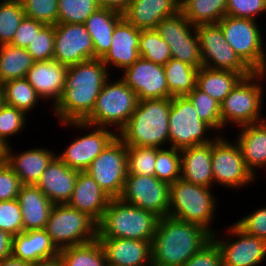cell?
<instances>
[{
    "label": "cell",
    "mask_w": 266,
    "mask_h": 266,
    "mask_svg": "<svg viewBox=\"0 0 266 266\" xmlns=\"http://www.w3.org/2000/svg\"><path fill=\"white\" fill-rule=\"evenodd\" d=\"M101 59L87 60L67 69L61 98L52 108L60 123L83 121L95 106L110 71Z\"/></svg>",
    "instance_id": "1"
},
{
    "label": "cell",
    "mask_w": 266,
    "mask_h": 266,
    "mask_svg": "<svg viewBox=\"0 0 266 266\" xmlns=\"http://www.w3.org/2000/svg\"><path fill=\"white\" fill-rule=\"evenodd\" d=\"M212 239L204 227L165 216L152 241V266H183Z\"/></svg>",
    "instance_id": "2"
},
{
    "label": "cell",
    "mask_w": 266,
    "mask_h": 266,
    "mask_svg": "<svg viewBox=\"0 0 266 266\" xmlns=\"http://www.w3.org/2000/svg\"><path fill=\"white\" fill-rule=\"evenodd\" d=\"M170 107L171 98L139 100L117 137L126 146L169 147Z\"/></svg>",
    "instance_id": "3"
},
{
    "label": "cell",
    "mask_w": 266,
    "mask_h": 266,
    "mask_svg": "<svg viewBox=\"0 0 266 266\" xmlns=\"http://www.w3.org/2000/svg\"><path fill=\"white\" fill-rule=\"evenodd\" d=\"M159 217L150 211L111 198L97 223V238H124L153 241Z\"/></svg>",
    "instance_id": "4"
},
{
    "label": "cell",
    "mask_w": 266,
    "mask_h": 266,
    "mask_svg": "<svg viewBox=\"0 0 266 266\" xmlns=\"http://www.w3.org/2000/svg\"><path fill=\"white\" fill-rule=\"evenodd\" d=\"M266 72H253L243 77L220 104L222 130L234 125L241 127L266 120L262 114ZM264 118H263V117ZM227 125V126H226Z\"/></svg>",
    "instance_id": "5"
},
{
    "label": "cell",
    "mask_w": 266,
    "mask_h": 266,
    "mask_svg": "<svg viewBox=\"0 0 266 266\" xmlns=\"http://www.w3.org/2000/svg\"><path fill=\"white\" fill-rule=\"evenodd\" d=\"M211 189L182 179L170 184L168 216L200 225L215 234L218 231L211 225H214L219 200Z\"/></svg>",
    "instance_id": "6"
},
{
    "label": "cell",
    "mask_w": 266,
    "mask_h": 266,
    "mask_svg": "<svg viewBox=\"0 0 266 266\" xmlns=\"http://www.w3.org/2000/svg\"><path fill=\"white\" fill-rule=\"evenodd\" d=\"M138 101L137 94L120 77L114 81L110 76L96 99L93 111L83 121L109 129L116 127L114 131L118 133L130 119Z\"/></svg>",
    "instance_id": "7"
},
{
    "label": "cell",
    "mask_w": 266,
    "mask_h": 266,
    "mask_svg": "<svg viewBox=\"0 0 266 266\" xmlns=\"http://www.w3.org/2000/svg\"><path fill=\"white\" fill-rule=\"evenodd\" d=\"M257 21L225 15L217 24L226 42L253 72H266L264 37Z\"/></svg>",
    "instance_id": "8"
},
{
    "label": "cell",
    "mask_w": 266,
    "mask_h": 266,
    "mask_svg": "<svg viewBox=\"0 0 266 266\" xmlns=\"http://www.w3.org/2000/svg\"><path fill=\"white\" fill-rule=\"evenodd\" d=\"M44 230L58 250L97 238V223L67 203L53 205Z\"/></svg>",
    "instance_id": "9"
},
{
    "label": "cell",
    "mask_w": 266,
    "mask_h": 266,
    "mask_svg": "<svg viewBox=\"0 0 266 266\" xmlns=\"http://www.w3.org/2000/svg\"><path fill=\"white\" fill-rule=\"evenodd\" d=\"M202 121L186 96L171 98L169 113V147L184 149L213 142L218 134ZM211 134L210 135L208 134ZM215 134V136L213 135Z\"/></svg>",
    "instance_id": "10"
},
{
    "label": "cell",
    "mask_w": 266,
    "mask_h": 266,
    "mask_svg": "<svg viewBox=\"0 0 266 266\" xmlns=\"http://www.w3.org/2000/svg\"><path fill=\"white\" fill-rule=\"evenodd\" d=\"M61 124L63 127L71 126L76 130L80 129L83 133L89 131L85 135L75 138L60 154H56L69 168L78 172L86 171L91 162L117 137V132H113L112 129L93 126L84 121Z\"/></svg>",
    "instance_id": "11"
},
{
    "label": "cell",
    "mask_w": 266,
    "mask_h": 266,
    "mask_svg": "<svg viewBox=\"0 0 266 266\" xmlns=\"http://www.w3.org/2000/svg\"><path fill=\"white\" fill-rule=\"evenodd\" d=\"M218 135L212 142V171L214 185L223 186L229 190L245 188L256 178L248 170L242 152L237 142ZM247 185V186H246Z\"/></svg>",
    "instance_id": "12"
},
{
    "label": "cell",
    "mask_w": 266,
    "mask_h": 266,
    "mask_svg": "<svg viewBox=\"0 0 266 266\" xmlns=\"http://www.w3.org/2000/svg\"><path fill=\"white\" fill-rule=\"evenodd\" d=\"M202 58V67L215 70H229L247 77L253 71L239 58L226 42L221 27L216 24L196 26Z\"/></svg>",
    "instance_id": "13"
},
{
    "label": "cell",
    "mask_w": 266,
    "mask_h": 266,
    "mask_svg": "<svg viewBox=\"0 0 266 266\" xmlns=\"http://www.w3.org/2000/svg\"><path fill=\"white\" fill-rule=\"evenodd\" d=\"M110 198L122 194L128 174L127 146L116 137L85 171Z\"/></svg>",
    "instance_id": "14"
},
{
    "label": "cell",
    "mask_w": 266,
    "mask_h": 266,
    "mask_svg": "<svg viewBox=\"0 0 266 266\" xmlns=\"http://www.w3.org/2000/svg\"><path fill=\"white\" fill-rule=\"evenodd\" d=\"M228 232V233H227ZM225 236L212 235L222 257V266H258L266 258V241L246 234L235 223L229 224Z\"/></svg>",
    "instance_id": "15"
},
{
    "label": "cell",
    "mask_w": 266,
    "mask_h": 266,
    "mask_svg": "<svg viewBox=\"0 0 266 266\" xmlns=\"http://www.w3.org/2000/svg\"><path fill=\"white\" fill-rule=\"evenodd\" d=\"M169 194L170 184L158 180L155 176L127 174L119 198L162 218L169 214Z\"/></svg>",
    "instance_id": "16"
},
{
    "label": "cell",
    "mask_w": 266,
    "mask_h": 266,
    "mask_svg": "<svg viewBox=\"0 0 266 266\" xmlns=\"http://www.w3.org/2000/svg\"><path fill=\"white\" fill-rule=\"evenodd\" d=\"M53 60L70 67L94 59L92 37L84 24L57 23L54 25Z\"/></svg>",
    "instance_id": "17"
},
{
    "label": "cell",
    "mask_w": 266,
    "mask_h": 266,
    "mask_svg": "<svg viewBox=\"0 0 266 266\" xmlns=\"http://www.w3.org/2000/svg\"><path fill=\"white\" fill-rule=\"evenodd\" d=\"M121 73L123 75L120 78L137 94L138 100L172 98L163 65L140 56Z\"/></svg>",
    "instance_id": "18"
},
{
    "label": "cell",
    "mask_w": 266,
    "mask_h": 266,
    "mask_svg": "<svg viewBox=\"0 0 266 266\" xmlns=\"http://www.w3.org/2000/svg\"><path fill=\"white\" fill-rule=\"evenodd\" d=\"M140 32L141 29L131 25L124 18L116 24L110 49L101 58L108 70L115 67L124 71L138 60L140 57L138 53Z\"/></svg>",
    "instance_id": "19"
},
{
    "label": "cell",
    "mask_w": 266,
    "mask_h": 266,
    "mask_svg": "<svg viewBox=\"0 0 266 266\" xmlns=\"http://www.w3.org/2000/svg\"><path fill=\"white\" fill-rule=\"evenodd\" d=\"M106 261L113 266H152V242L124 238H97Z\"/></svg>",
    "instance_id": "20"
},
{
    "label": "cell",
    "mask_w": 266,
    "mask_h": 266,
    "mask_svg": "<svg viewBox=\"0 0 266 266\" xmlns=\"http://www.w3.org/2000/svg\"><path fill=\"white\" fill-rule=\"evenodd\" d=\"M67 69L53 59L35 61L25 78L42 100H52L53 108L62 96Z\"/></svg>",
    "instance_id": "21"
},
{
    "label": "cell",
    "mask_w": 266,
    "mask_h": 266,
    "mask_svg": "<svg viewBox=\"0 0 266 266\" xmlns=\"http://www.w3.org/2000/svg\"><path fill=\"white\" fill-rule=\"evenodd\" d=\"M7 146L6 163L19 177L22 185H36L41 175L56 157L55 152L47 148H31L20 153Z\"/></svg>",
    "instance_id": "22"
},
{
    "label": "cell",
    "mask_w": 266,
    "mask_h": 266,
    "mask_svg": "<svg viewBox=\"0 0 266 266\" xmlns=\"http://www.w3.org/2000/svg\"><path fill=\"white\" fill-rule=\"evenodd\" d=\"M110 200L99 184L83 171L77 174L74 190L67 204L98 223Z\"/></svg>",
    "instance_id": "23"
},
{
    "label": "cell",
    "mask_w": 266,
    "mask_h": 266,
    "mask_svg": "<svg viewBox=\"0 0 266 266\" xmlns=\"http://www.w3.org/2000/svg\"><path fill=\"white\" fill-rule=\"evenodd\" d=\"M78 171L69 168L57 156L50 162L36 186L53 204L70 200Z\"/></svg>",
    "instance_id": "24"
},
{
    "label": "cell",
    "mask_w": 266,
    "mask_h": 266,
    "mask_svg": "<svg viewBox=\"0 0 266 266\" xmlns=\"http://www.w3.org/2000/svg\"><path fill=\"white\" fill-rule=\"evenodd\" d=\"M180 0H132L123 18L141 30L156 29L163 19L179 12Z\"/></svg>",
    "instance_id": "25"
},
{
    "label": "cell",
    "mask_w": 266,
    "mask_h": 266,
    "mask_svg": "<svg viewBox=\"0 0 266 266\" xmlns=\"http://www.w3.org/2000/svg\"><path fill=\"white\" fill-rule=\"evenodd\" d=\"M181 179L185 182L212 188V142L180 150Z\"/></svg>",
    "instance_id": "26"
},
{
    "label": "cell",
    "mask_w": 266,
    "mask_h": 266,
    "mask_svg": "<svg viewBox=\"0 0 266 266\" xmlns=\"http://www.w3.org/2000/svg\"><path fill=\"white\" fill-rule=\"evenodd\" d=\"M235 141L240 147L248 170L255 178L257 169L266 170V120L241 126Z\"/></svg>",
    "instance_id": "27"
},
{
    "label": "cell",
    "mask_w": 266,
    "mask_h": 266,
    "mask_svg": "<svg viewBox=\"0 0 266 266\" xmlns=\"http://www.w3.org/2000/svg\"><path fill=\"white\" fill-rule=\"evenodd\" d=\"M11 255L31 264L53 258L59 250L44 229L30 230L12 236Z\"/></svg>",
    "instance_id": "28"
},
{
    "label": "cell",
    "mask_w": 266,
    "mask_h": 266,
    "mask_svg": "<svg viewBox=\"0 0 266 266\" xmlns=\"http://www.w3.org/2000/svg\"><path fill=\"white\" fill-rule=\"evenodd\" d=\"M23 218V231L45 229L53 203L36 185H22L17 197Z\"/></svg>",
    "instance_id": "29"
},
{
    "label": "cell",
    "mask_w": 266,
    "mask_h": 266,
    "mask_svg": "<svg viewBox=\"0 0 266 266\" xmlns=\"http://www.w3.org/2000/svg\"><path fill=\"white\" fill-rule=\"evenodd\" d=\"M122 18L119 11L99 8L85 21L84 25L94 45V59H101L109 51L113 30Z\"/></svg>",
    "instance_id": "30"
},
{
    "label": "cell",
    "mask_w": 266,
    "mask_h": 266,
    "mask_svg": "<svg viewBox=\"0 0 266 266\" xmlns=\"http://www.w3.org/2000/svg\"><path fill=\"white\" fill-rule=\"evenodd\" d=\"M243 78L240 73L201 67L197 73L196 87L220 104Z\"/></svg>",
    "instance_id": "31"
},
{
    "label": "cell",
    "mask_w": 266,
    "mask_h": 266,
    "mask_svg": "<svg viewBox=\"0 0 266 266\" xmlns=\"http://www.w3.org/2000/svg\"><path fill=\"white\" fill-rule=\"evenodd\" d=\"M227 0H180L179 11L194 26L216 24L226 15Z\"/></svg>",
    "instance_id": "32"
},
{
    "label": "cell",
    "mask_w": 266,
    "mask_h": 266,
    "mask_svg": "<svg viewBox=\"0 0 266 266\" xmlns=\"http://www.w3.org/2000/svg\"><path fill=\"white\" fill-rule=\"evenodd\" d=\"M34 62L25 48L0 45V85L9 80L25 78Z\"/></svg>",
    "instance_id": "33"
},
{
    "label": "cell",
    "mask_w": 266,
    "mask_h": 266,
    "mask_svg": "<svg viewBox=\"0 0 266 266\" xmlns=\"http://www.w3.org/2000/svg\"><path fill=\"white\" fill-rule=\"evenodd\" d=\"M198 68L171 58L164 65L166 83L172 97L186 96L197 83Z\"/></svg>",
    "instance_id": "34"
},
{
    "label": "cell",
    "mask_w": 266,
    "mask_h": 266,
    "mask_svg": "<svg viewBox=\"0 0 266 266\" xmlns=\"http://www.w3.org/2000/svg\"><path fill=\"white\" fill-rule=\"evenodd\" d=\"M63 266H107L104 250L96 238L93 241L59 250Z\"/></svg>",
    "instance_id": "35"
},
{
    "label": "cell",
    "mask_w": 266,
    "mask_h": 266,
    "mask_svg": "<svg viewBox=\"0 0 266 266\" xmlns=\"http://www.w3.org/2000/svg\"><path fill=\"white\" fill-rule=\"evenodd\" d=\"M1 87L4 103L23 111L26 115L37 108L42 99L26 78L9 80L1 84Z\"/></svg>",
    "instance_id": "36"
},
{
    "label": "cell",
    "mask_w": 266,
    "mask_h": 266,
    "mask_svg": "<svg viewBox=\"0 0 266 266\" xmlns=\"http://www.w3.org/2000/svg\"><path fill=\"white\" fill-rule=\"evenodd\" d=\"M186 97L192 102L199 118L207 123L215 133L222 135V118L220 103L211 98L207 93L195 87ZM221 132V133H220Z\"/></svg>",
    "instance_id": "37"
},
{
    "label": "cell",
    "mask_w": 266,
    "mask_h": 266,
    "mask_svg": "<svg viewBox=\"0 0 266 266\" xmlns=\"http://www.w3.org/2000/svg\"><path fill=\"white\" fill-rule=\"evenodd\" d=\"M138 53L139 56L163 66L172 58L169 45L156 29L141 30Z\"/></svg>",
    "instance_id": "38"
},
{
    "label": "cell",
    "mask_w": 266,
    "mask_h": 266,
    "mask_svg": "<svg viewBox=\"0 0 266 266\" xmlns=\"http://www.w3.org/2000/svg\"><path fill=\"white\" fill-rule=\"evenodd\" d=\"M24 17L20 0H0V45L12 42Z\"/></svg>",
    "instance_id": "39"
},
{
    "label": "cell",
    "mask_w": 266,
    "mask_h": 266,
    "mask_svg": "<svg viewBox=\"0 0 266 266\" xmlns=\"http://www.w3.org/2000/svg\"><path fill=\"white\" fill-rule=\"evenodd\" d=\"M155 177L168 184L181 179V154L179 149L166 147L157 151Z\"/></svg>",
    "instance_id": "40"
},
{
    "label": "cell",
    "mask_w": 266,
    "mask_h": 266,
    "mask_svg": "<svg viewBox=\"0 0 266 266\" xmlns=\"http://www.w3.org/2000/svg\"><path fill=\"white\" fill-rule=\"evenodd\" d=\"M159 149L148 146H127L128 174L155 176V160Z\"/></svg>",
    "instance_id": "41"
},
{
    "label": "cell",
    "mask_w": 266,
    "mask_h": 266,
    "mask_svg": "<svg viewBox=\"0 0 266 266\" xmlns=\"http://www.w3.org/2000/svg\"><path fill=\"white\" fill-rule=\"evenodd\" d=\"M99 8L96 0H58L57 23L84 24Z\"/></svg>",
    "instance_id": "42"
},
{
    "label": "cell",
    "mask_w": 266,
    "mask_h": 266,
    "mask_svg": "<svg viewBox=\"0 0 266 266\" xmlns=\"http://www.w3.org/2000/svg\"><path fill=\"white\" fill-rule=\"evenodd\" d=\"M167 44L173 59L180 60L198 69L202 67L196 30L185 40L169 41Z\"/></svg>",
    "instance_id": "43"
},
{
    "label": "cell",
    "mask_w": 266,
    "mask_h": 266,
    "mask_svg": "<svg viewBox=\"0 0 266 266\" xmlns=\"http://www.w3.org/2000/svg\"><path fill=\"white\" fill-rule=\"evenodd\" d=\"M27 115L17 108L4 104L0 110V139L10 146L9 143L11 138L14 135L20 134L21 131H24L28 121Z\"/></svg>",
    "instance_id": "44"
},
{
    "label": "cell",
    "mask_w": 266,
    "mask_h": 266,
    "mask_svg": "<svg viewBox=\"0 0 266 266\" xmlns=\"http://www.w3.org/2000/svg\"><path fill=\"white\" fill-rule=\"evenodd\" d=\"M195 30L196 26L192 25L180 11L176 15L160 21L156 28V31L166 43L185 40Z\"/></svg>",
    "instance_id": "45"
},
{
    "label": "cell",
    "mask_w": 266,
    "mask_h": 266,
    "mask_svg": "<svg viewBox=\"0 0 266 266\" xmlns=\"http://www.w3.org/2000/svg\"><path fill=\"white\" fill-rule=\"evenodd\" d=\"M54 45V25H44L26 49L34 61H48L53 59Z\"/></svg>",
    "instance_id": "46"
},
{
    "label": "cell",
    "mask_w": 266,
    "mask_h": 266,
    "mask_svg": "<svg viewBox=\"0 0 266 266\" xmlns=\"http://www.w3.org/2000/svg\"><path fill=\"white\" fill-rule=\"evenodd\" d=\"M26 17L56 25L58 17V0H20Z\"/></svg>",
    "instance_id": "47"
},
{
    "label": "cell",
    "mask_w": 266,
    "mask_h": 266,
    "mask_svg": "<svg viewBox=\"0 0 266 266\" xmlns=\"http://www.w3.org/2000/svg\"><path fill=\"white\" fill-rule=\"evenodd\" d=\"M0 229L11 236L23 232V218L18 199L0 201Z\"/></svg>",
    "instance_id": "48"
},
{
    "label": "cell",
    "mask_w": 266,
    "mask_h": 266,
    "mask_svg": "<svg viewBox=\"0 0 266 266\" xmlns=\"http://www.w3.org/2000/svg\"><path fill=\"white\" fill-rule=\"evenodd\" d=\"M266 14V0H227L226 15L256 20Z\"/></svg>",
    "instance_id": "49"
},
{
    "label": "cell",
    "mask_w": 266,
    "mask_h": 266,
    "mask_svg": "<svg viewBox=\"0 0 266 266\" xmlns=\"http://www.w3.org/2000/svg\"><path fill=\"white\" fill-rule=\"evenodd\" d=\"M235 224L246 234L266 241V206L254 209L238 221L236 220Z\"/></svg>",
    "instance_id": "50"
},
{
    "label": "cell",
    "mask_w": 266,
    "mask_h": 266,
    "mask_svg": "<svg viewBox=\"0 0 266 266\" xmlns=\"http://www.w3.org/2000/svg\"><path fill=\"white\" fill-rule=\"evenodd\" d=\"M22 183L12 168L0 163V201L17 199Z\"/></svg>",
    "instance_id": "51"
},
{
    "label": "cell",
    "mask_w": 266,
    "mask_h": 266,
    "mask_svg": "<svg viewBox=\"0 0 266 266\" xmlns=\"http://www.w3.org/2000/svg\"><path fill=\"white\" fill-rule=\"evenodd\" d=\"M183 266H222V257L217 243L211 239Z\"/></svg>",
    "instance_id": "52"
},
{
    "label": "cell",
    "mask_w": 266,
    "mask_h": 266,
    "mask_svg": "<svg viewBox=\"0 0 266 266\" xmlns=\"http://www.w3.org/2000/svg\"><path fill=\"white\" fill-rule=\"evenodd\" d=\"M44 25L43 22L25 16L10 45L26 49Z\"/></svg>",
    "instance_id": "53"
},
{
    "label": "cell",
    "mask_w": 266,
    "mask_h": 266,
    "mask_svg": "<svg viewBox=\"0 0 266 266\" xmlns=\"http://www.w3.org/2000/svg\"><path fill=\"white\" fill-rule=\"evenodd\" d=\"M11 249H12V236L0 229V262L11 256Z\"/></svg>",
    "instance_id": "54"
},
{
    "label": "cell",
    "mask_w": 266,
    "mask_h": 266,
    "mask_svg": "<svg viewBox=\"0 0 266 266\" xmlns=\"http://www.w3.org/2000/svg\"><path fill=\"white\" fill-rule=\"evenodd\" d=\"M132 0H96L100 8H109L119 12H123Z\"/></svg>",
    "instance_id": "55"
},
{
    "label": "cell",
    "mask_w": 266,
    "mask_h": 266,
    "mask_svg": "<svg viewBox=\"0 0 266 266\" xmlns=\"http://www.w3.org/2000/svg\"><path fill=\"white\" fill-rule=\"evenodd\" d=\"M31 266H63V263L60 256L57 255L53 258L44 259L31 263Z\"/></svg>",
    "instance_id": "56"
},
{
    "label": "cell",
    "mask_w": 266,
    "mask_h": 266,
    "mask_svg": "<svg viewBox=\"0 0 266 266\" xmlns=\"http://www.w3.org/2000/svg\"><path fill=\"white\" fill-rule=\"evenodd\" d=\"M0 266H31L30 263L25 262L21 259L15 258L12 255L3 259L0 262Z\"/></svg>",
    "instance_id": "57"
},
{
    "label": "cell",
    "mask_w": 266,
    "mask_h": 266,
    "mask_svg": "<svg viewBox=\"0 0 266 266\" xmlns=\"http://www.w3.org/2000/svg\"><path fill=\"white\" fill-rule=\"evenodd\" d=\"M7 145L0 139V163L6 162Z\"/></svg>",
    "instance_id": "58"
},
{
    "label": "cell",
    "mask_w": 266,
    "mask_h": 266,
    "mask_svg": "<svg viewBox=\"0 0 266 266\" xmlns=\"http://www.w3.org/2000/svg\"><path fill=\"white\" fill-rule=\"evenodd\" d=\"M5 103H4V93H3V89H2V87H1V85H0V110H1V108H2V106L4 105Z\"/></svg>",
    "instance_id": "59"
}]
</instances>
